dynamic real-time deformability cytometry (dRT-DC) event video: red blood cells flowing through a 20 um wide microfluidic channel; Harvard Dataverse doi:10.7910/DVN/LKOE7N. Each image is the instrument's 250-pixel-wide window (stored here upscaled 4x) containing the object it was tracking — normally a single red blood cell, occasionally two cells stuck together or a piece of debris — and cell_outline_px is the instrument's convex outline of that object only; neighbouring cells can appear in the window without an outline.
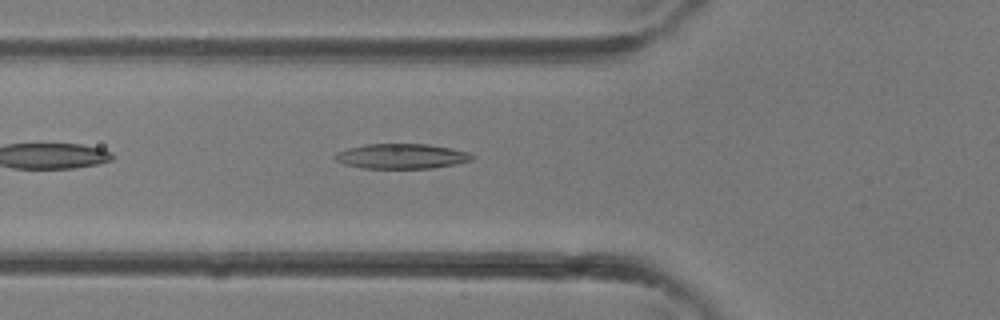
{"species": "common noctule bat (a hibernating species)", "species_latin": "Nyctalus noctula", "temperature_condition": "room temperature", "stored_images_in_passage": 27, "camera_frame_rate_fps": 3000, "um_per_image_px": 0.085, "animal": {"sex": "female"}, "frame": {"image": 1, "passage_image": 4, "time_ms": 1.0, "image_size_px": [1000, 320], "cell_outline_px": [[476, 156], [472, 160], [456, 164], [432, 168], [360, 168], [344, 164], [336, 160], [332, 156], [336, 152], [348, 148], [364, 144], [428, 144], [452, 148], [468, 152]], "centroid_in_image_um": [34.13, 13.27], "position_along_channel_um": 91.7, "area_um2": 20.11}}
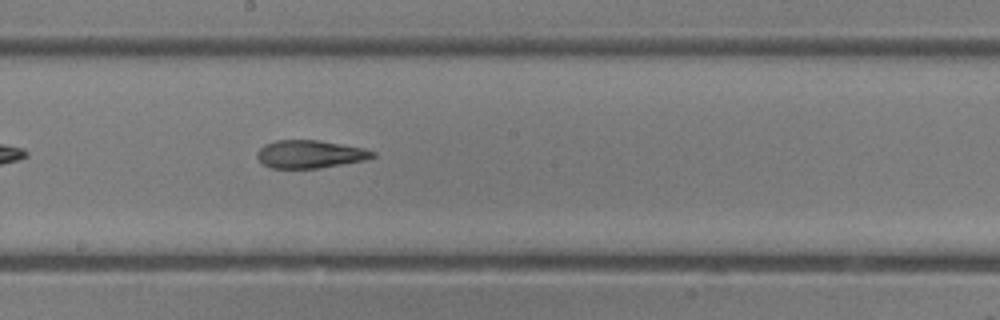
{"frame": {"image": 2, "passage_image": 11, "time_ms": 3.333, "image_size_px": [1000, 320], "cell_outline_px": [[376, 156], [368, 160], [320, 168], [272, 168], [264, 164], [256, 156], [256, 152], [264, 144], [276, 140], [320, 140], [364, 148], [376, 152]], "centroid_in_image_um": [26.39, 13.1], "position_along_channel_um": 221.8, "area_um2": 18.96}}
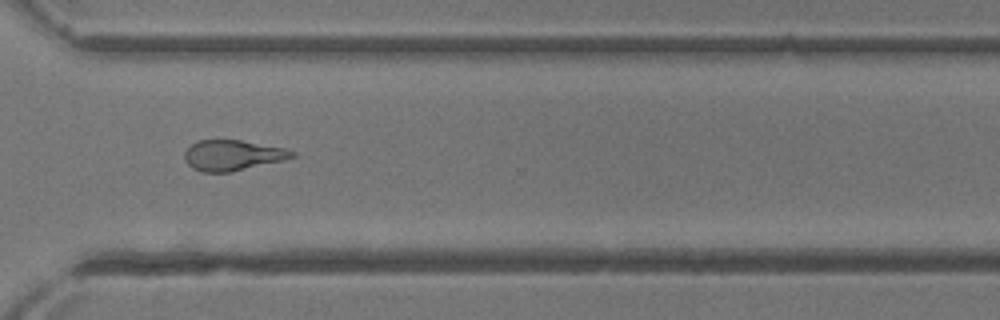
{"frame": {"image": 3, "passage_image": 18, "time_ms": 5.667, "image_size_px": [1000, 320], "cell_outline_px": [[296, 156], [284, 160], [228, 172], [200, 172], [192, 168], [184, 160], [184, 152], [196, 140], [240, 140], [288, 148], [296, 152]], "centroid_in_image_um": [19.78, 13.19], "position_along_channel_um": 350.8, "area_um2": 19.19}}